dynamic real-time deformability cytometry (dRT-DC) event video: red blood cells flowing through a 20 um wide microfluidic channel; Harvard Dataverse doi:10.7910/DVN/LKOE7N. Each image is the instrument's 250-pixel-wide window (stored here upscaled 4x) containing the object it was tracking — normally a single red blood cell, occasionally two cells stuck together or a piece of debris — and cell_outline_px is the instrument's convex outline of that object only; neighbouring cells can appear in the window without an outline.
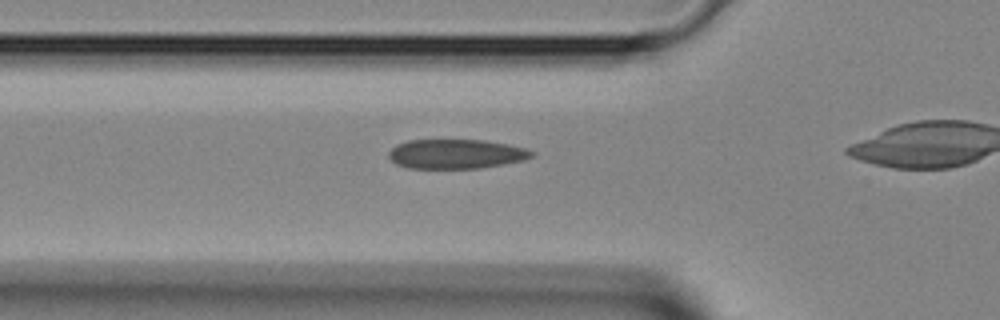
{"species": "Egyptian fruit bat (a non-hibernating species)", "species_latin": "Rousettus aegyptiacus", "temperature_condition": "room temperature", "stored_images_in_passage": 30, "camera_frame_rate_fps": 3000, "um_per_image_px": 0.085, "animal": {"sex": "female"}, "frame": {"image": 1, "passage_image": 10, "time_ms": 3.0, "image_size_px": [1000, 320], "cell_outline_px": [[536, 152], [532, 156], [524, 160], [504, 164], [480, 168], [408, 168], [396, 164], [388, 156], [388, 152], [396, 144], [408, 140], [484, 140], [508, 144], [524, 148]], "centroid_in_image_um": [38.75, 13.08], "position_along_channel_um": 87.0, "area_um2": 24.57}}
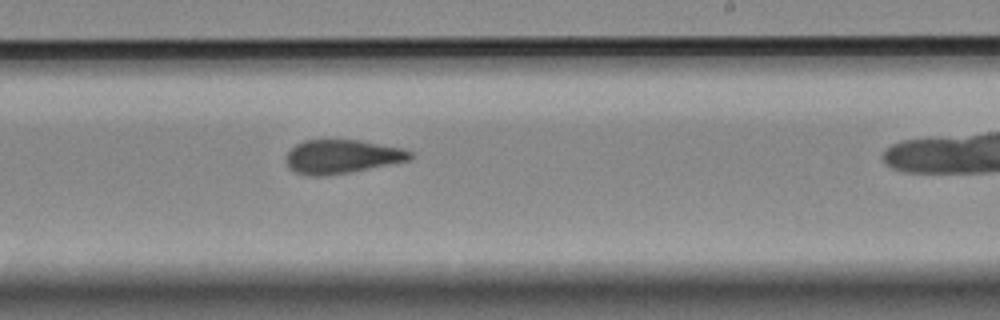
{"frame": {"image": 2, "passage_image": 21, "time_ms": 6.667, "image_size_px": [1000, 320], "cell_outline_px": [[412, 156], [408, 160], [352, 172], [324, 176], [308, 176], [296, 172], [288, 168], [288, 152], [296, 144], [304, 140], [360, 140], [404, 148], [412, 152]], "centroid_in_image_um": [29.07, 13.31], "position_along_channel_um": 259.9, "area_um2": 24.33}}
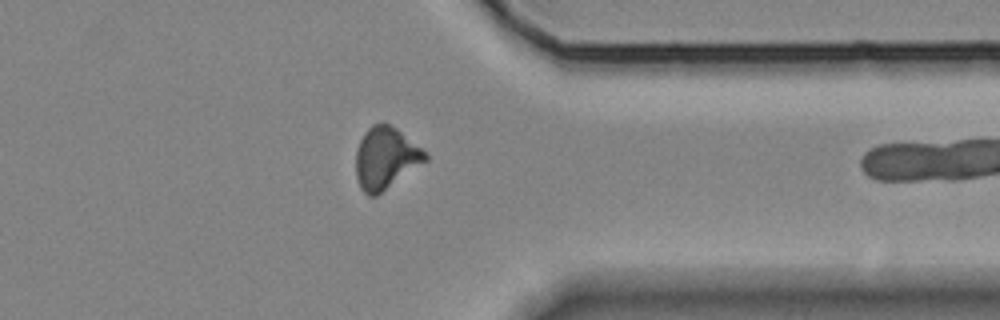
{"frame": {"image": 3, "passage_image": 29, "time_ms": 9.333, "image_size_px": [1000, 320], "cell_outline_px": [[428, 160], [376, 196], [368, 196], [360, 188], [356, 176], [356, 148], [364, 132], [372, 124], [384, 120], [396, 128], [420, 148], [428, 156]], "centroid_in_image_um": [32.74, 13.42], "position_along_channel_um": 378.7, "area_um2": 25.03}}